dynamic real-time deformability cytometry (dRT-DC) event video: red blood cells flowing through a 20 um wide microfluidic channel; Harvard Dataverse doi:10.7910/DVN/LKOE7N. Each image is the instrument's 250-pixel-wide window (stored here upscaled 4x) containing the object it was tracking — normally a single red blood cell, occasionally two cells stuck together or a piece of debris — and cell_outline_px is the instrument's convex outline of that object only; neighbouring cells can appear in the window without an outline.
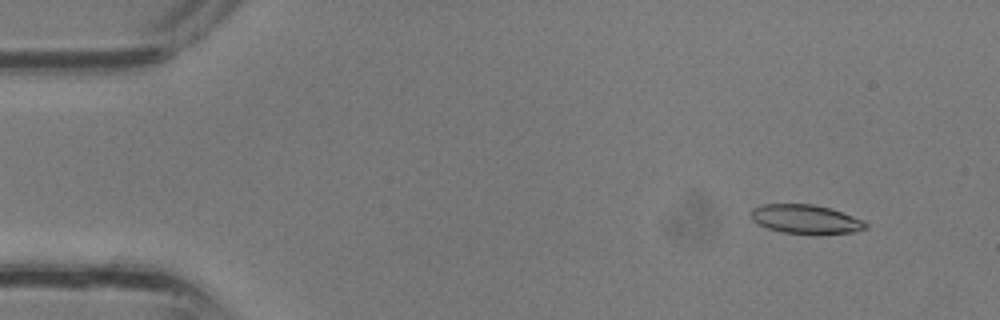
{"species": "common noctule bat (a hibernating species)", "species_latin": "Nyctalus noctula", "temperature_condition": "room temperature", "stored_images_in_passage": 34, "camera_frame_rate_fps": 3000, "um_per_image_px": 0.085, "animal": {"sex": "male", "body_mass_g": 13.3}, "frame": {"image": 1, "passage_image": 3, "time_ms": 0.667, "image_size_px": [1000, 320], "cell_outline_px": [[868, 228], [856, 232], [784, 232], [768, 228], [752, 220], [752, 208], [764, 204], [812, 204], [832, 208], [864, 220], [868, 224]], "centroid_in_image_um": [68.52, 18.59], "position_along_channel_um": 16.5, "area_um2": 18.84}}
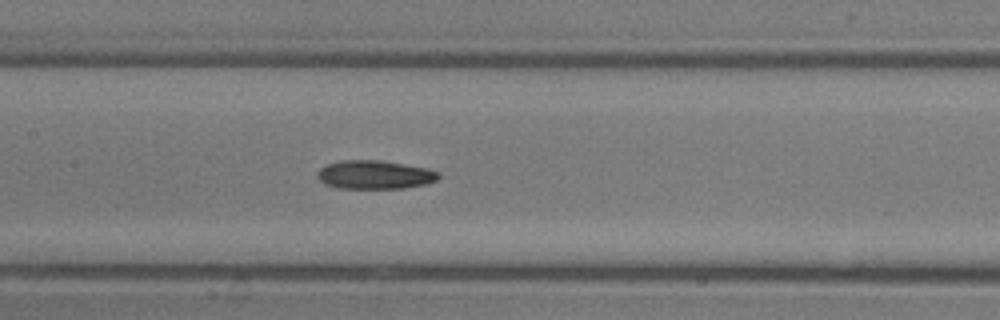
{"frame": {"image": 2, "passage_image": 16, "time_ms": 5.0, "image_size_px": [1000, 320], "cell_outline_px": [[440, 176], [436, 180], [424, 184], [404, 188], [340, 188], [324, 184], [316, 176], [316, 172], [324, 164], [340, 160], [380, 160], [428, 168], [440, 172]], "centroid_in_image_um": [31.81, 14.84], "position_along_channel_um": 175.6, "area_um2": 20.35}}
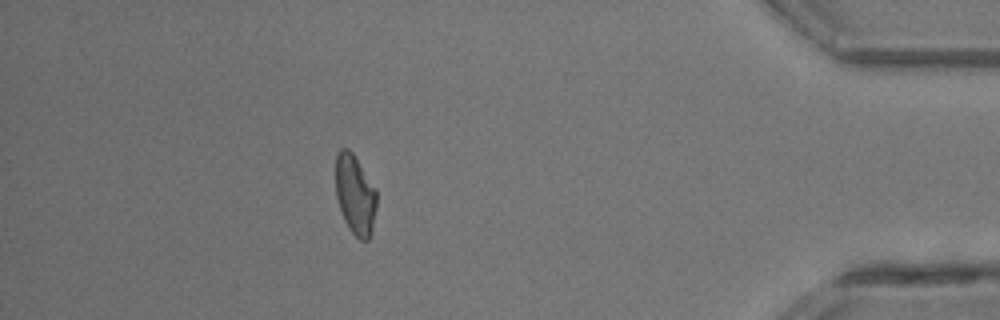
{"frame": {"image": 3, "passage_image": 30, "time_ms": 9.667, "image_size_px": [1000, 320], "cell_outline_px": [[376, 208], [372, 228], [368, 240], [360, 240], [348, 228], [344, 220], [336, 196], [336, 156], [340, 148], [348, 148], [352, 152], [376, 188]], "centroid_in_image_um": [30.18, 16.53], "position_along_channel_um": 405.0, "area_um2": 18.96}}